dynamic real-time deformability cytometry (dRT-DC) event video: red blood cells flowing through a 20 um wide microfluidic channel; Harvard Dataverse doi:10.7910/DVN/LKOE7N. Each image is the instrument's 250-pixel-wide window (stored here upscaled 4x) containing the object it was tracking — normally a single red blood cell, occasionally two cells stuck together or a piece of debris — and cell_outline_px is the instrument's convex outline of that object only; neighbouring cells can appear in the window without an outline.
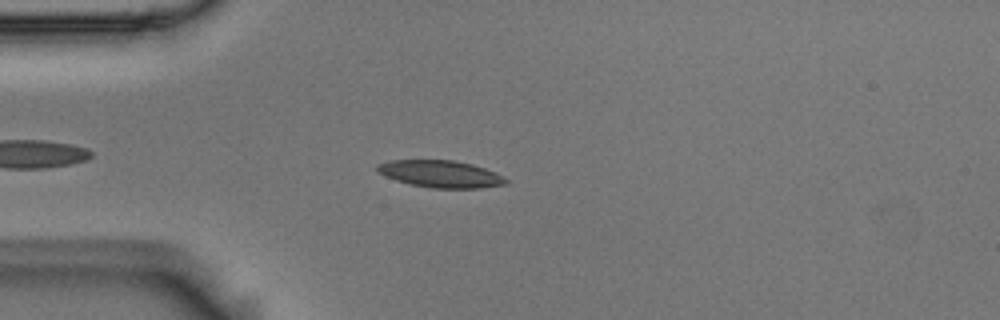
{"species": "Egyptian fruit bat (a non-hibernating species)", "species_latin": "Rousettus aegyptiacus", "temperature_condition": "room temperature", "stored_images_in_passage": 37, "camera_frame_rate_fps": 3000, "um_per_image_px": 0.085, "animal": {"sex": "male"}, "frame": {"image": 1, "passage_image": 7, "time_ms": 2.0, "image_size_px": [1000, 320], "cell_outline_px": [[508, 184], [480, 188], [432, 188], [408, 184], [396, 180], [380, 172], [376, 168], [376, 164], [392, 160], [456, 160], [472, 164], [496, 172], [508, 180]], "centroid_in_image_um": [37.49, 14.78], "position_along_channel_um": 47.5, "area_um2": 20.29}}
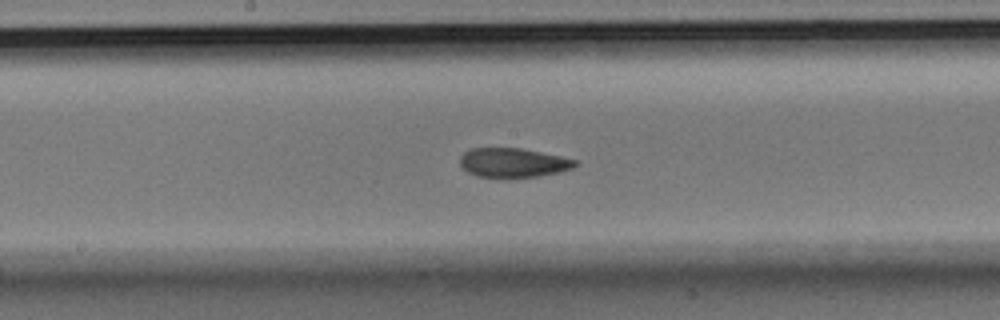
{"frame": {"image": 2, "passage_image": 21, "time_ms": 6.667, "image_size_px": [1000, 320], "cell_outline_px": [[576, 164], [572, 168], [540, 176], [508, 180], [504, 180], [476, 176], [460, 168], [460, 156], [464, 152], [472, 148], [520, 148], [560, 156], [576, 160]], "centroid_in_image_um": [43.53, 13.87], "position_along_channel_um": 204.7, "area_um2": 20.17}}
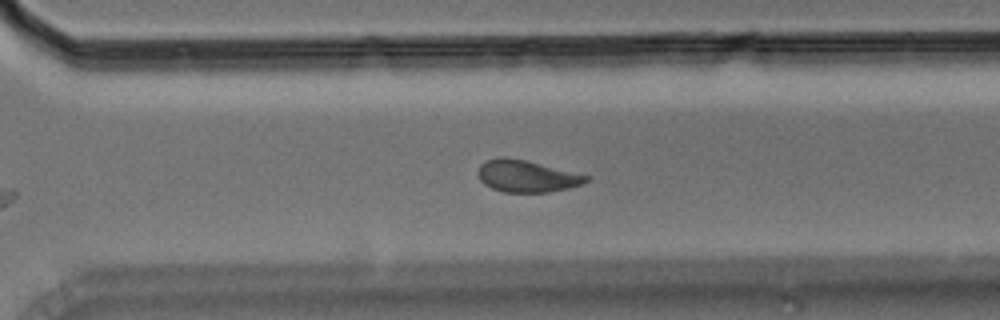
{"frame": {"image": 3, "passage_image": 31, "time_ms": 10.0, "image_size_px": [1000, 320], "cell_outline_px": [[592, 176], [588, 180], [580, 184], [568, 188], [548, 192], [504, 192], [492, 188], [484, 184], [480, 180], [476, 172], [480, 164], [484, 160], [524, 160]], "centroid_in_image_um": [44.78, 15.01], "position_along_channel_um": 325.8, "area_um2": 19.54}, "authors_computed_cell_mechanics": {"area_um2": 20.4034, "velocity_mm_per_s": 3.6489, "shape_relaxation_time_tau1_ms": 6.525, "shape_relaxation_time_tau2_ms": 2.7769, "deformation_change_tau1": 0.1517, "deformation_change_tau2": 0.0901}}